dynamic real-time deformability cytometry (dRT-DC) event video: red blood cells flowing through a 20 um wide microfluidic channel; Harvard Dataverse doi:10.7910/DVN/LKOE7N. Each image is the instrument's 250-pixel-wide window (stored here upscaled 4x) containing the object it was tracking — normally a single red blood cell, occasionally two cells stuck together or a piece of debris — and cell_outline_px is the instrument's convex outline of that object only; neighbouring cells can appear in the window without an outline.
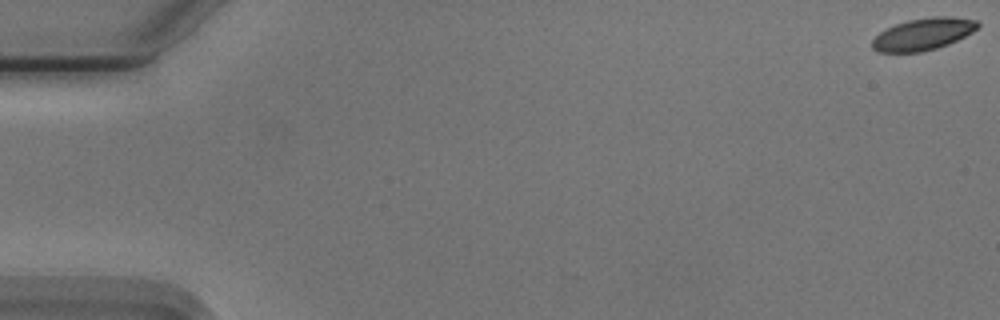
{"species": "Egyptian fruit bat (a non-hibernating species)", "species_latin": "Rousettus aegyptiacus", "temperature_condition": "cold", "stored_images_in_passage": 57, "camera_frame_rate_fps": 3000, "um_per_image_px": 0.085, "animal": {"sex": "male"}, "frame": {"image": 1, "passage_image": 1, "time_ms": 0.0, "image_size_px": [1000, 320], "cell_outline_px": [[980, 24], [972, 32], [948, 44], [936, 48], [920, 52], [880, 52], [872, 48], [872, 40], [880, 32], [896, 24], [908, 20], [932, 16], [952, 16], [976, 20]], "centroid_in_image_um": [78.47, 2.89], "position_along_channel_um": 6.5, "area_um2": 19.48}}
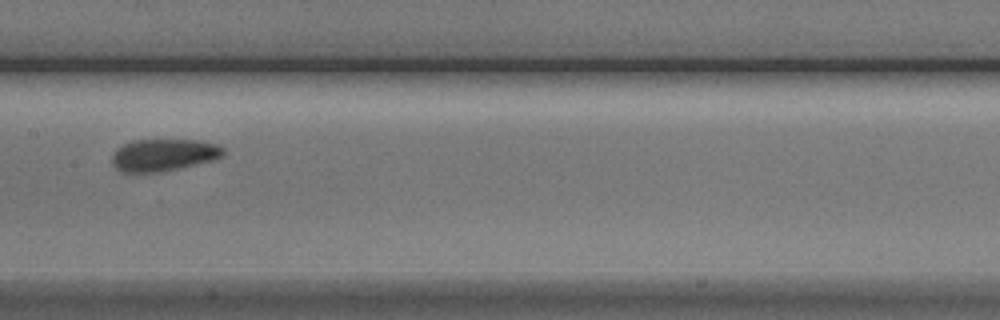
{"frame": {"image": 2, "passage_image": 29, "time_ms": 9.333, "image_size_px": [1000, 320], "cell_outline_px": [[224, 152], [220, 156], [212, 160], [176, 168], [156, 172], [120, 172], [112, 164], [112, 156], [116, 148], [132, 140], [196, 140], [216, 144], [224, 148]], "centroid_in_image_um": [13.84, 13.16], "position_along_channel_um": 193.6, "area_um2": 20.52}}
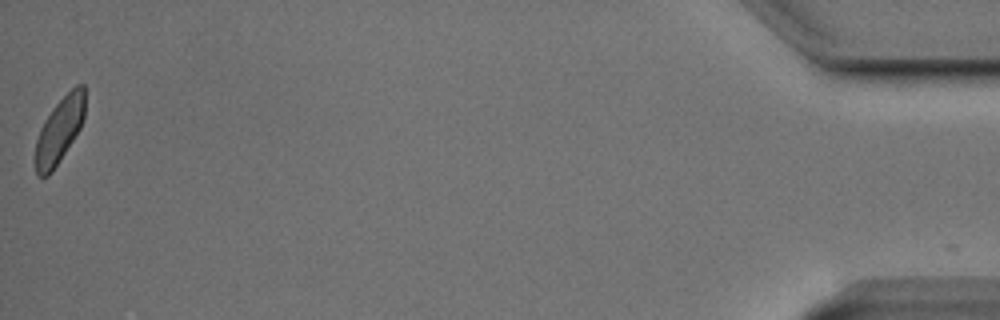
{"frame": {"image": 3, "passage_image": 56, "time_ms": 18.333, "image_size_px": [1000, 320], "cell_outline_px": [[84, 120], [80, 128], [52, 172], [48, 176], [36, 176], [32, 160], [36, 140], [40, 128], [44, 120], [52, 108], [76, 84], [84, 84]], "centroid_in_image_um": [4.99, 11.13], "position_along_channel_um": 430.2, "area_um2": 19.19}, "authors_computed_cell_mechanics": {"area_um2": 20.3456, "velocity_mm_per_s": 3.7181, "shape_relaxation_time_tau1_ms": 3.2666, "shape_relaxation_time_tau2_ms": 1.8029, "deformation_change_tau1": 0.0971, "deformation_change_tau2": 0.0572}}